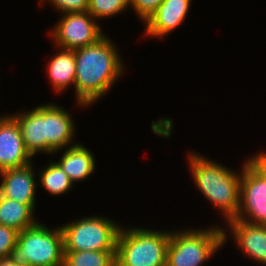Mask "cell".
Returning <instances> with one entry per match:
<instances>
[{
  "instance_id": "cell-9",
  "label": "cell",
  "mask_w": 266,
  "mask_h": 266,
  "mask_svg": "<svg viewBox=\"0 0 266 266\" xmlns=\"http://www.w3.org/2000/svg\"><path fill=\"white\" fill-rule=\"evenodd\" d=\"M223 226L224 246L229 242V235L249 261L266 266V225H254L238 219H231ZM229 234V235H228Z\"/></svg>"
},
{
  "instance_id": "cell-21",
  "label": "cell",
  "mask_w": 266,
  "mask_h": 266,
  "mask_svg": "<svg viewBox=\"0 0 266 266\" xmlns=\"http://www.w3.org/2000/svg\"><path fill=\"white\" fill-rule=\"evenodd\" d=\"M49 3L59 14L87 12L89 0H38L39 7Z\"/></svg>"
},
{
  "instance_id": "cell-20",
  "label": "cell",
  "mask_w": 266,
  "mask_h": 266,
  "mask_svg": "<svg viewBox=\"0 0 266 266\" xmlns=\"http://www.w3.org/2000/svg\"><path fill=\"white\" fill-rule=\"evenodd\" d=\"M129 8V0H89L88 12L101 23V20L126 13Z\"/></svg>"
},
{
  "instance_id": "cell-16",
  "label": "cell",
  "mask_w": 266,
  "mask_h": 266,
  "mask_svg": "<svg viewBox=\"0 0 266 266\" xmlns=\"http://www.w3.org/2000/svg\"><path fill=\"white\" fill-rule=\"evenodd\" d=\"M57 48L56 53L48 58L45 72L48 85L54 91L53 94H62L69 88L74 91L75 83V56L74 50ZM73 86V87H72Z\"/></svg>"
},
{
  "instance_id": "cell-15",
  "label": "cell",
  "mask_w": 266,
  "mask_h": 266,
  "mask_svg": "<svg viewBox=\"0 0 266 266\" xmlns=\"http://www.w3.org/2000/svg\"><path fill=\"white\" fill-rule=\"evenodd\" d=\"M85 146L83 142H78L73 146L53 153L55 157L58 156L59 152L62 153L60 158L54 161L68 175L74 185L77 182L89 180V177L96 172L97 161L95 154ZM54 154H57V156Z\"/></svg>"
},
{
  "instance_id": "cell-17",
  "label": "cell",
  "mask_w": 266,
  "mask_h": 266,
  "mask_svg": "<svg viewBox=\"0 0 266 266\" xmlns=\"http://www.w3.org/2000/svg\"><path fill=\"white\" fill-rule=\"evenodd\" d=\"M35 212L29 205L23 204L0 194V225L10 227L17 232L36 225Z\"/></svg>"
},
{
  "instance_id": "cell-6",
  "label": "cell",
  "mask_w": 266,
  "mask_h": 266,
  "mask_svg": "<svg viewBox=\"0 0 266 266\" xmlns=\"http://www.w3.org/2000/svg\"><path fill=\"white\" fill-rule=\"evenodd\" d=\"M106 215H85L60 225L64 251H116L122 223Z\"/></svg>"
},
{
  "instance_id": "cell-24",
  "label": "cell",
  "mask_w": 266,
  "mask_h": 266,
  "mask_svg": "<svg viewBox=\"0 0 266 266\" xmlns=\"http://www.w3.org/2000/svg\"><path fill=\"white\" fill-rule=\"evenodd\" d=\"M266 179V151L260 150L246 158Z\"/></svg>"
},
{
  "instance_id": "cell-4",
  "label": "cell",
  "mask_w": 266,
  "mask_h": 266,
  "mask_svg": "<svg viewBox=\"0 0 266 266\" xmlns=\"http://www.w3.org/2000/svg\"><path fill=\"white\" fill-rule=\"evenodd\" d=\"M170 229L122 225L116 247V266H166Z\"/></svg>"
},
{
  "instance_id": "cell-11",
  "label": "cell",
  "mask_w": 266,
  "mask_h": 266,
  "mask_svg": "<svg viewBox=\"0 0 266 266\" xmlns=\"http://www.w3.org/2000/svg\"><path fill=\"white\" fill-rule=\"evenodd\" d=\"M34 162L0 172V194L11 200L27 204L36 210V190L38 186L37 167Z\"/></svg>"
},
{
  "instance_id": "cell-10",
  "label": "cell",
  "mask_w": 266,
  "mask_h": 266,
  "mask_svg": "<svg viewBox=\"0 0 266 266\" xmlns=\"http://www.w3.org/2000/svg\"><path fill=\"white\" fill-rule=\"evenodd\" d=\"M73 114L57 102L45 103V138L47 155L77 144Z\"/></svg>"
},
{
  "instance_id": "cell-1",
  "label": "cell",
  "mask_w": 266,
  "mask_h": 266,
  "mask_svg": "<svg viewBox=\"0 0 266 266\" xmlns=\"http://www.w3.org/2000/svg\"><path fill=\"white\" fill-rule=\"evenodd\" d=\"M110 38L105 34L94 44L74 49V102L78 109L92 107L126 74L120 49Z\"/></svg>"
},
{
  "instance_id": "cell-13",
  "label": "cell",
  "mask_w": 266,
  "mask_h": 266,
  "mask_svg": "<svg viewBox=\"0 0 266 266\" xmlns=\"http://www.w3.org/2000/svg\"><path fill=\"white\" fill-rule=\"evenodd\" d=\"M192 0H163L156 12L144 24V38L162 40L185 23ZM168 35V36H167ZM146 36V37H145Z\"/></svg>"
},
{
  "instance_id": "cell-7",
  "label": "cell",
  "mask_w": 266,
  "mask_h": 266,
  "mask_svg": "<svg viewBox=\"0 0 266 266\" xmlns=\"http://www.w3.org/2000/svg\"><path fill=\"white\" fill-rule=\"evenodd\" d=\"M61 16L47 35L54 47L74 50L96 43L106 33L87 11L58 14Z\"/></svg>"
},
{
  "instance_id": "cell-18",
  "label": "cell",
  "mask_w": 266,
  "mask_h": 266,
  "mask_svg": "<svg viewBox=\"0 0 266 266\" xmlns=\"http://www.w3.org/2000/svg\"><path fill=\"white\" fill-rule=\"evenodd\" d=\"M48 164L44 167L38 168V186L43 188L50 197H59L74 190V183L70 180L68 175L62 168L53 161L54 158L50 157Z\"/></svg>"
},
{
  "instance_id": "cell-2",
  "label": "cell",
  "mask_w": 266,
  "mask_h": 266,
  "mask_svg": "<svg viewBox=\"0 0 266 266\" xmlns=\"http://www.w3.org/2000/svg\"><path fill=\"white\" fill-rule=\"evenodd\" d=\"M186 154V165L198 192L206 198L205 201L216 207L215 210H218L223 224L235 219L240 205L241 176L245 158L240 164V169L235 171L198 151L188 149Z\"/></svg>"
},
{
  "instance_id": "cell-5",
  "label": "cell",
  "mask_w": 266,
  "mask_h": 266,
  "mask_svg": "<svg viewBox=\"0 0 266 266\" xmlns=\"http://www.w3.org/2000/svg\"><path fill=\"white\" fill-rule=\"evenodd\" d=\"M9 258L22 266H63L64 237L60 225L50 228L39 221L19 232Z\"/></svg>"
},
{
  "instance_id": "cell-19",
  "label": "cell",
  "mask_w": 266,
  "mask_h": 266,
  "mask_svg": "<svg viewBox=\"0 0 266 266\" xmlns=\"http://www.w3.org/2000/svg\"><path fill=\"white\" fill-rule=\"evenodd\" d=\"M63 266H116V251H64Z\"/></svg>"
},
{
  "instance_id": "cell-12",
  "label": "cell",
  "mask_w": 266,
  "mask_h": 266,
  "mask_svg": "<svg viewBox=\"0 0 266 266\" xmlns=\"http://www.w3.org/2000/svg\"><path fill=\"white\" fill-rule=\"evenodd\" d=\"M34 162L27 152L20 128L10 114L0 116V172Z\"/></svg>"
},
{
  "instance_id": "cell-8",
  "label": "cell",
  "mask_w": 266,
  "mask_h": 266,
  "mask_svg": "<svg viewBox=\"0 0 266 266\" xmlns=\"http://www.w3.org/2000/svg\"><path fill=\"white\" fill-rule=\"evenodd\" d=\"M235 219L266 225V179L247 159L242 168L240 205Z\"/></svg>"
},
{
  "instance_id": "cell-14",
  "label": "cell",
  "mask_w": 266,
  "mask_h": 266,
  "mask_svg": "<svg viewBox=\"0 0 266 266\" xmlns=\"http://www.w3.org/2000/svg\"><path fill=\"white\" fill-rule=\"evenodd\" d=\"M19 128L25 148L34 159L36 155H47V140L45 138V103L32 109H25L11 114ZM39 153V154H38Z\"/></svg>"
},
{
  "instance_id": "cell-3",
  "label": "cell",
  "mask_w": 266,
  "mask_h": 266,
  "mask_svg": "<svg viewBox=\"0 0 266 266\" xmlns=\"http://www.w3.org/2000/svg\"><path fill=\"white\" fill-rule=\"evenodd\" d=\"M216 225L170 230L166 266H203L212 260L224 248L223 227Z\"/></svg>"
},
{
  "instance_id": "cell-22",
  "label": "cell",
  "mask_w": 266,
  "mask_h": 266,
  "mask_svg": "<svg viewBox=\"0 0 266 266\" xmlns=\"http://www.w3.org/2000/svg\"><path fill=\"white\" fill-rule=\"evenodd\" d=\"M162 2L163 0H129V7L144 25Z\"/></svg>"
},
{
  "instance_id": "cell-23",
  "label": "cell",
  "mask_w": 266,
  "mask_h": 266,
  "mask_svg": "<svg viewBox=\"0 0 266 266\" xmlns=\"http://www.w3.org/2000/svg\"><path fill=\"white\" fill-rule=\"evenodd\" d=\"M18 233L10 227L0 225V259L9 257L10 251L17 244Z\"/></svg>"
},
{
  "instance_id": "cell-25",
  "label": "cell",
  "mask_w": 266,
  "mask_h": 266,
  "mask_svg": "<svg viewBox=\"0 0 266 266\" xmlns=\"http://www.w3.org/2000/svg\"><path fill=\"white\" fill-rule=\"evenodd\" d=\"M0 266H22L12 261L9 257L0 259Z\"/></svg>"
}]
</instances>
